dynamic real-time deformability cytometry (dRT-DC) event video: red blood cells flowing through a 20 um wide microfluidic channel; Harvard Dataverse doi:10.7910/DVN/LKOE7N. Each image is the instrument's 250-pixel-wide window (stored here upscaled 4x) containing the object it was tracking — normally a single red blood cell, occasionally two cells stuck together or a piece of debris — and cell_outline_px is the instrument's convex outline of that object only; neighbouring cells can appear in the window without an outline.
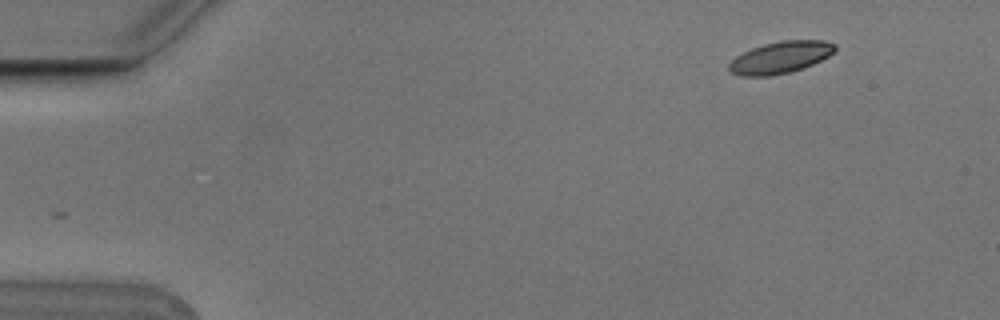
{"species": "Egyptian fruit bat (a non-hibernating species)", "species_latin": "Rousettus aegyptiacus", "temperature_condition": "cold", "stored_images_in_passage": 3, "camera_frame_rate_fps": 3000, "um_per_image_px": 0.085, "animal": {"sex": "male"}, "frame": {"image": 1, "passage_image": 3, "time_ms": 0.667, "image_size_px": [1000, 320], "cell_outline_px": [[836, 48], [828, 56], [804, 68], [788, 72], [768, 76], [744, 76], [728, 72], [728, 64], [736, 56], [752, 48], [764, 44], [780, 40], [824, 40], [836, 44]], "centroid_in_image_um": [66.31, 4.87], "position_along_channel_um": 18.7, "area_um2": 19.59}}